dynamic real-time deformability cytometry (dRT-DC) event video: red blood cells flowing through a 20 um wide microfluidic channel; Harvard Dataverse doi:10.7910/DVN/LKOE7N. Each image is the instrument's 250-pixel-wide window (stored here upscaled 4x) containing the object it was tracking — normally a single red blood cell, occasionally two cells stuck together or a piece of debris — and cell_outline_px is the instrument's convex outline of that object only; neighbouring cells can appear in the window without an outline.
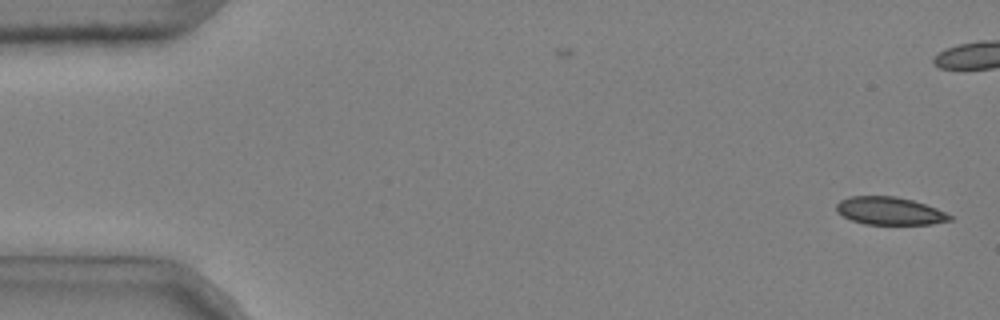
{"species": "common noctule bat (a hibernating species)", "species_latin": "Nyctalus noctula", "temperature_condition": "cold", "stored_images_in_passage": 42, "camera_frame_rate_fps": 3000, "um_per_image_px": 0.085, "animal": {"sex": "male", "body_mass_g": 20.4}, "frame": {"image": 1, "passage_image": 1, "time_ms": 0.0, "image_size_px": [1000, 320], "cell_outline_px": [[952, 220], [932, 224], [864, 224], [852, 220], [836, 212], [836, 204], [840, 200], [848, 196], [896, 196], [912, 200], [936, 208], [952, 216]], "centroid_in_image_um": [75.59, 17.92], "position_along_channel_um": 9.4, "area_um2": 18.32}}
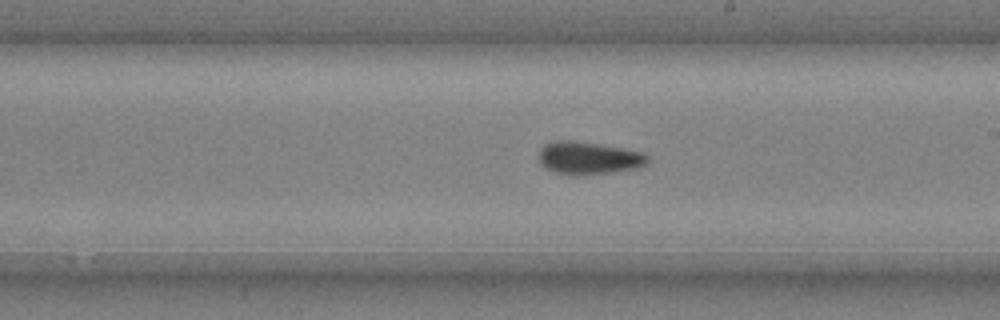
{"frame": {"image": 2, "passage_image": 30, "time_ms": 9.667, "image_size_px": [1000, 320], "cell_outline_px": [[648, 160], [640, 168], [612, 172], [580, 176], [568, 176], [552, 172], [544, 168], [540, 164], [540, 148], [544, 144], [556, 140], [572, 140], [620, 148], [640, 152], [648, 156]], "centroid_in_image_um": [49.96, 13.46], "position_along_channel_um": 239.0, "area_um2": 20.87}}
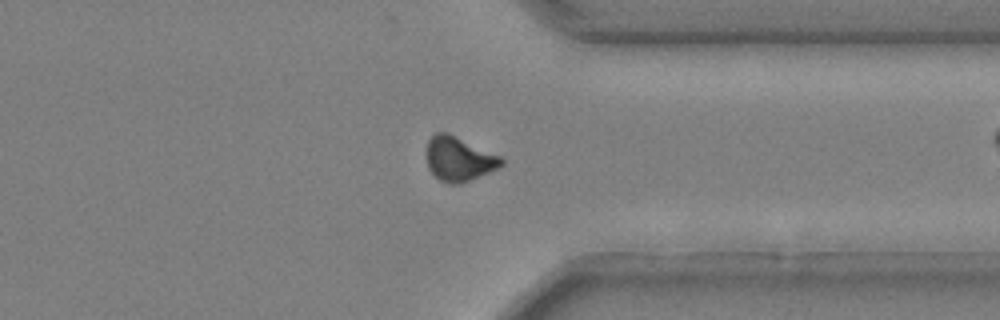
{"frame": {"image": 3, "passage_image": 41, "time_ms": 13.333, "image_size_px": [1000, 320], "cell_outline_px": [[504, 164], [500, 168], [460, 184], [448, 184], [440, 180], [428, 168], [428, 140], [436, 132], [448, 132], [500, 156], [504, 160]], "centroid_in_image_um": [39.04, 13.51], "position_along_channel_um": 372.4, "area_um2": 19.25}}